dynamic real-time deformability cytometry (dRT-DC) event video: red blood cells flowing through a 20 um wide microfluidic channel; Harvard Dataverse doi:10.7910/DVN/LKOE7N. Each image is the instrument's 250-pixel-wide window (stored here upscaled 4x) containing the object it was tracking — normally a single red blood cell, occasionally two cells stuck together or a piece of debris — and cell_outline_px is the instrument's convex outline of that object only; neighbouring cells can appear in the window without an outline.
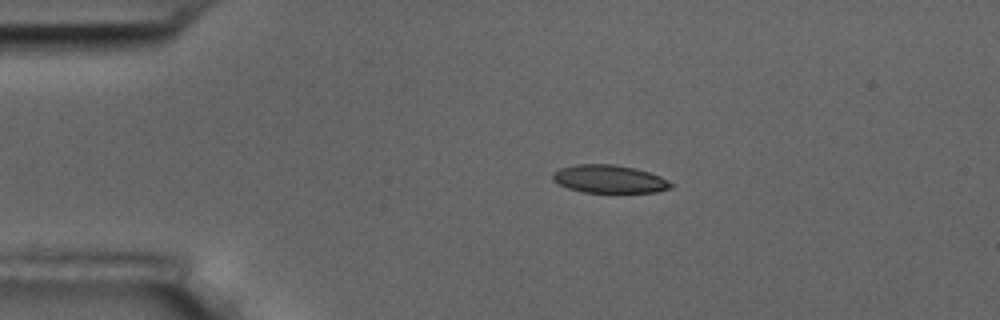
{"species": "common noctule bat (a hibernating species)", "species_latin": "Nyctalus noctula", "temperature_condition": "room temperature", "stored_images_in_passage": 5, "camera_frame_rate_fps": 3000, "um_per_image_px": 0.085, "animal": {"sex": "male", "body_mass_g": 17.5, "forearm_length_mm": 52.3}, "frame": {"image": 1, "passage_image": 3, "time_ms": 2.333, "image_size_px": [1000, 320], "cell_outline_px": [[672, 188], [656, 192], [584, 192], [568, 188], [552, 180], [552, 172], [560, 168], [576, 164], [616, 164], [648, 172], [660, 176], [668, 180], [672, 184]], "centroid_in_image_um": [51.77, 15.21], "position_along_channel_um": 33.2, "area_um2": 19.19}}
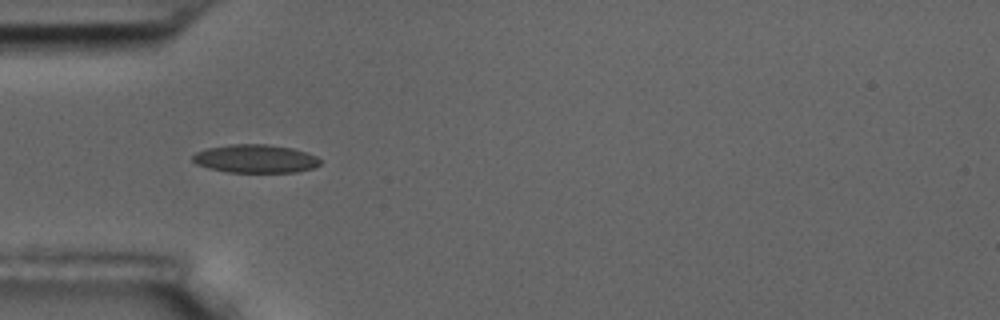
{"frame": {"image": 2, "passage_image": 4, "time_ms": 4.333, "image_size_px": [1000, 320], "cell_outline_px": [[320, 164], [312, 168], [296, 172], [228, 172], [208, 168], [196, 164], [192, 160], [192, 156], [196, 152], [208, 148], [232, 144], [264, 144], [292, 148], [316, 156], [320, 160]], "centroid_in_image_um": [21.68, 13.49], "position_along_channel_um": 63.3, "area_um2": 20.87}}